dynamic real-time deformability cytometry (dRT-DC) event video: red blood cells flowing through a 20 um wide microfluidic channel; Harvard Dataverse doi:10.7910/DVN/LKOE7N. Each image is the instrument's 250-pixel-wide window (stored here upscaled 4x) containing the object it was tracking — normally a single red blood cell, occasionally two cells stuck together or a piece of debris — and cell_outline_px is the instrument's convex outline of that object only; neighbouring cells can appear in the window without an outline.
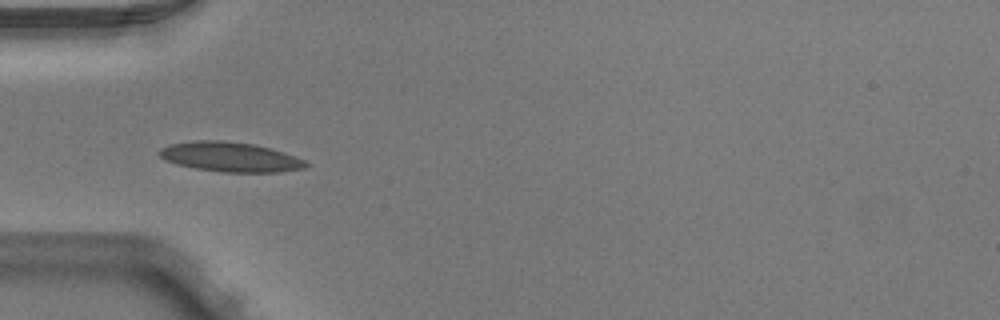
{"species": "Egyptian fruit bat (a non-hibernating species)", "species_latin": "Rousettus aegyptiacus", "temperature_condition": "warm", "stored_images_in_passage": 3, "camera_frame_rate_fps": 3000, "um_per_image_px": 0.085, "animal": {"sex": "male"}, "frame": {"image": 1, "passage_image": 1, "time_ms": 0.0, "image_size_px": [1000, 320], "cell_outline_px": [[308, 164], [304, 168], [280, 172], [224, 172], [196, 168], [176, 164], [164, 160], [156, 152], [160, 148], [168, 144], [192, 140], [224, 140], [256, 144], [272, 148], [284, 152], [304, 160]], "centroid_in_image_um": [19.52, 13.32], "position_along_channel_um": 65.5, "area_um2": 25.61}}
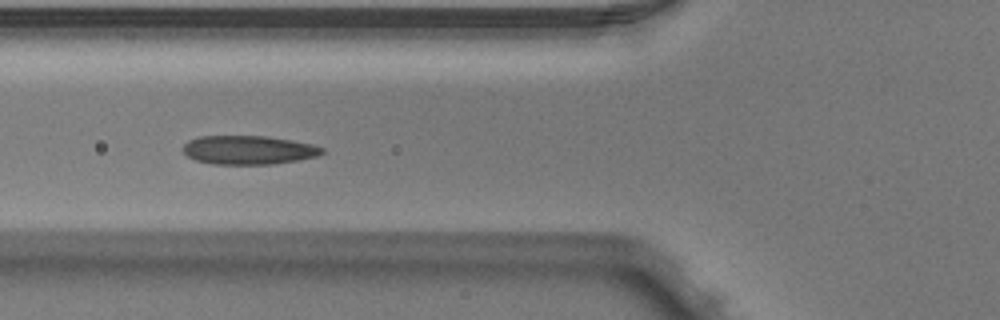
{"frame": {"image": 2, "passage_image": 2, "time_ms": 0.333, "image_size_px": [1000, 320], "cell_outline_px": [[324, 152], [316, 156], [296, 160], [272, 164], [212, 164], [196, 160], [188, 156], [180, 148], [188, 140], [196, 136], [268, 136], [292, 140], [312, 144], [324, 148]], "centroid_in_image_um": [21.08, 12.74], "position_along_channel_um": 104.7, "area_um2": 23.41}}
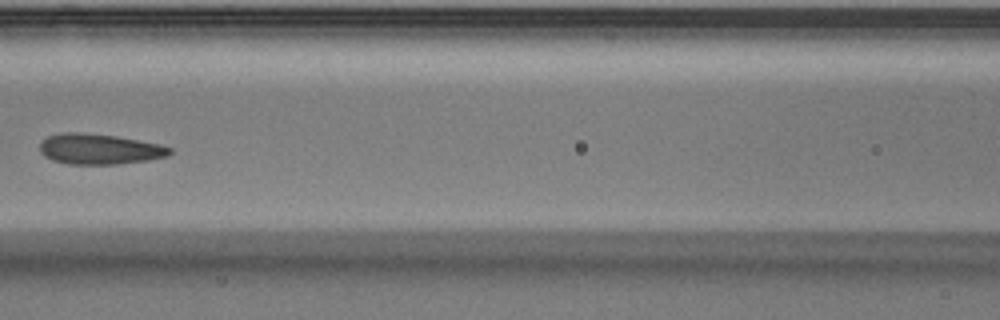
{"frame": {"image": 3, "passage_image": 3, "time_ms": 0.667, "image_size_px": [1000, 320], "cell_outline_px": [[172, 152], [168, 156], [148, 160], [116, 164], [68, 164], [52, 160], [44, 156], [40, 152], [40, 140], [48, 136], [64, 132], [80, 132], [116, 136], [160, 144], [172, 148]], "centroid_in_image_um": [8.43, 12.67], "position_along_channel_um": 158.2, "area_um2": 23.18}}